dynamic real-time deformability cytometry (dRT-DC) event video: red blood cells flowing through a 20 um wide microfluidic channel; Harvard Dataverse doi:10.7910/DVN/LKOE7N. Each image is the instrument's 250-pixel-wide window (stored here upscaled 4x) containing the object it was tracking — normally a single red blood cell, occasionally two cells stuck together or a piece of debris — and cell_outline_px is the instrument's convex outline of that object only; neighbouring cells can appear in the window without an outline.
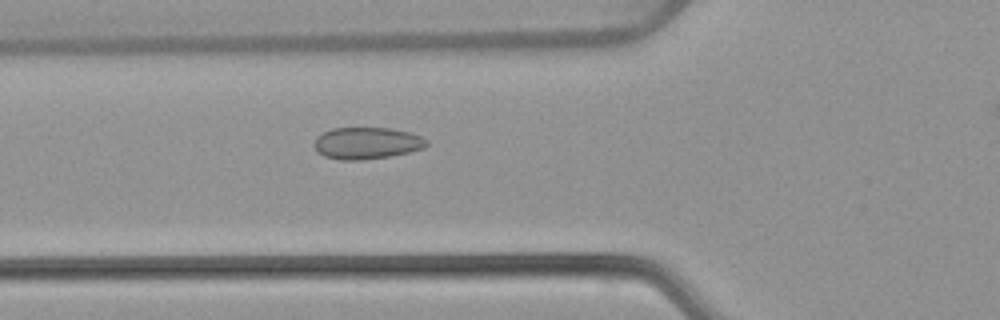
{"species": "common noctule bat (a hibernating species)", "species_latin": "Nyctalus noctula", "temperature_condition": "warm", "stored_images_in_passage": 48, "camera_frame_rate_fps": 3000, "um_per_image_px": 0.085, "animal": {"sex": "female", "body_mass_g": 22.7, "forearm_length_mm": 54.2}, "frame": {"image": 1, "passage_image": 19, "time_ms": 6.0, "image_size_px": [1000, 320], "cell_outline_px": [[428, 144], [424, 148], [408, 152], [388, 156], [360, 160], [340, 160], [324, 156], [316, 152], [312, 144], [316, 136], [332, 128], [392, 128], [408, 132], [420, 136], [428, 140]], "centroid_in_image_um": [31.13, 12.16], "position_along_channel_um": 94.7, "area_um2": 20.92}}
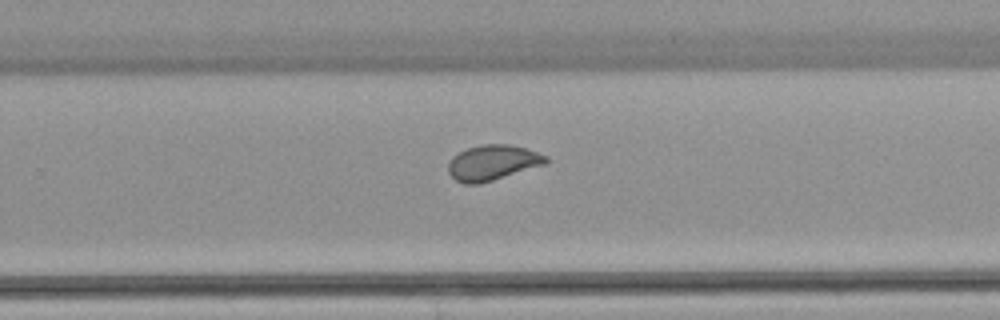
{"frame": {"image": 2, "passage_image": 34, "time_ms": 11.0, "image_size_px": [1000, 320], "cell_outline_px": [[548, 160], [544, 164], [480, 184], [464, 184], [456, 180], [448, 172], [448, 164], [452, 156], [468, 148], [484, 144], [508, 144], [524, 148], [548, 156]], "centroid_in_image_um": [41.84, 13.83], "position_along_channel_um": 288.0, "area_um2": 19.83}}
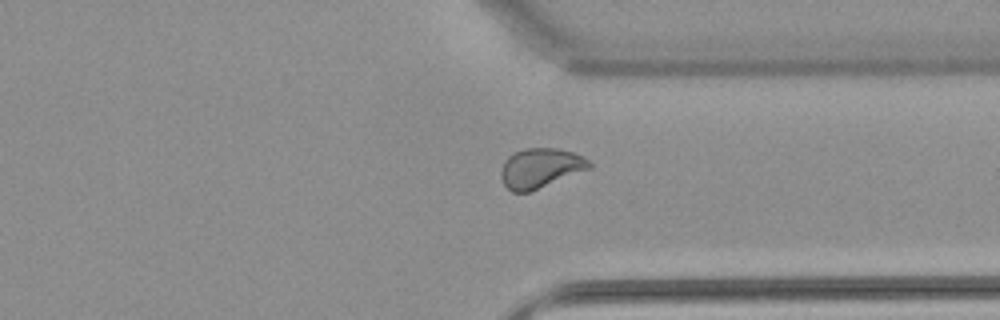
{"frame": {"image": 3, "passage_image": 40, "time_ms": 13.0, "image_size_px": [1000, 320], "cell_outline_px": [[592, 168], [528, 192], [512, 192], [504, 184], [500, 176], [500, 172], [504, 160], [512, 152], [524, 148], [556, 148], [572, 152], [584, 156], [592, 164]], "centroid_in_image_um": [45.92, 14.27], "position_along_channel_um": 365.5, "area_um2": 20.52}}